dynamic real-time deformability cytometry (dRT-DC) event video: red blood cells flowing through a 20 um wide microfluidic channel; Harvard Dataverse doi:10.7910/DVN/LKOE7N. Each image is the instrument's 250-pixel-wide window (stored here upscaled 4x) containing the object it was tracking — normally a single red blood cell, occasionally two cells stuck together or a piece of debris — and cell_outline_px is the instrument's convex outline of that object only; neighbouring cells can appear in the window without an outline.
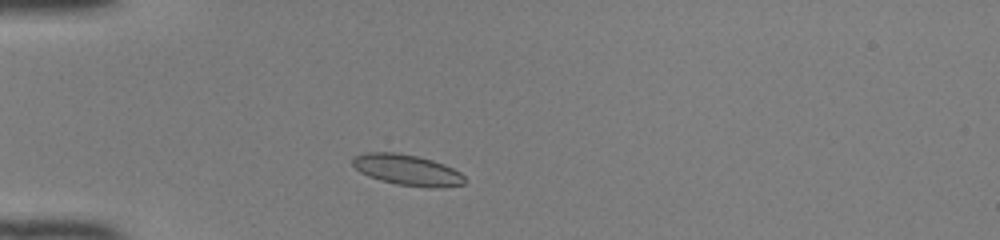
{"species": "common noctule bat (a hibernating species)", "species_latin": "Nyctalus noctula", "temperature_condition": "room temperature", "stored_images_in_passage": 36, "camera_frame_rate_fps": 3000, "um_per_image_px": 0.085, "animal": {"sex": "female", "body_mass_g": 22.0, "forearm_length_mm": 56.7}, "frame": {"image": 1, "passage_image": 1, "time_ms": 0.0, "image_size_px": [1000, 240], "cell_outline_px": [[464, 184], [440, 188], [436, 188], [396, 184], [380, 180], [368, 176], [360, 172], [352, 164], [352, 156], [364, 152], [396, 152], [416, 156], [432, 160], [444, 164], [460, 172], [464, 176]], "centroid_in_image_um": [34.58, 14.44], "position_along_channel_um": 50.4, "area_um2": 20.17}}
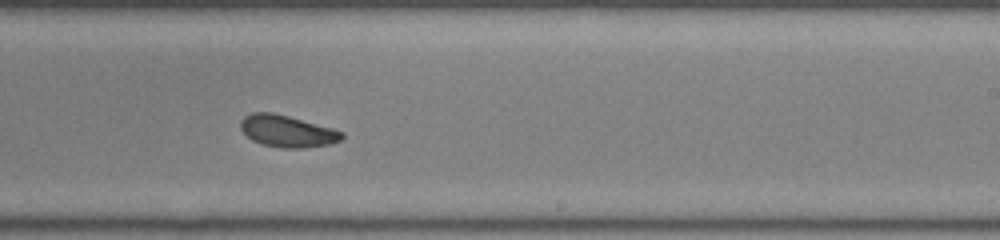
{"frame": {"image": 2, "passage_image": 18, "time_ms": 5.667, "image_size_px": [1000, 240], "cell_outline_px": [[344, 136], [340, 140], [332, 144], [300, 148], [280, 148], [264, 144], [252, 140], [240, 128], [240, 120], [244, 116], [252, 112], [272, 112], [288, 116], [332, 128], [344, 132]], "centroid_in_image_um": [24.41, 11.14], "position_along_channel_um": 264.6, "area_um2": 18.73}}
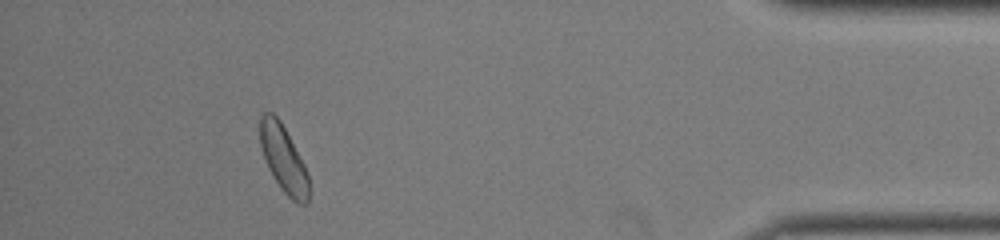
{"frame": {"image": 3, "passage_image": 32, "time_ms": 10.333, "image_size_px": [1000, 240], "cell_outline_px": [[308, 204], [296, 204], [280, 188], [272, 176], [268, 168], [260, 144], [260, 116], [264, 112], [272, 112], [280, 120], [304, 164], [308, 172]], "centroid_in_image_um": [24.09, 13.52], "position_along_channel_um": 411.1, "area_um2": 18.9}, "authors_computed_cell_mechanics": {"area_um2": 18.9006, "velocity_mm_per_s": 4.1187, "shape_relaxation_time_tau1_ms": 4.9246, "shape_relaxation_time_tau2_ms": null, "deformation_change_tau1": 0.116, "deformation_change_tau2": null}}